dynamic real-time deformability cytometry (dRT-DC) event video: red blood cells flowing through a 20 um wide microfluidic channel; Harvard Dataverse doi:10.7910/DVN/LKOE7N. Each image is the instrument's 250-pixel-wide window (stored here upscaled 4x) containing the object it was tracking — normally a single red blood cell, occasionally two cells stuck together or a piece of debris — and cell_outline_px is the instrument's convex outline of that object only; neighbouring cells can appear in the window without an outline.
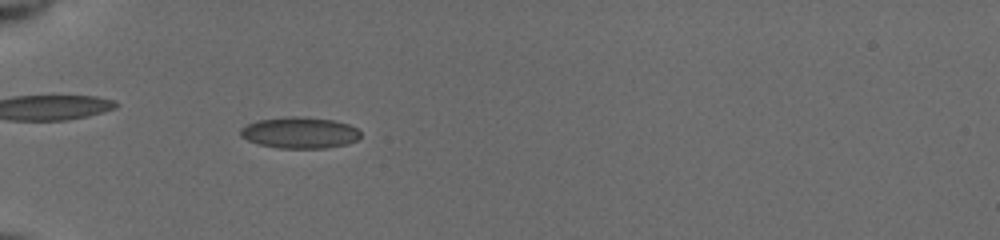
{"species": "common noctule bat (a hibernating species)", "species_latin": "Nyctalus noctula", "temperature_condition": "cold", "stored_images_in_passage": 47, "camera_frame_rate_fps": 3000, "um_per_image_px": 0.085, "animal": {"sex": "female", "body_mass_g": 19.5, "forearm_length_mm": 54.1}, "frame": {"image": 1, "passage_image": 12, "time_ms": 3.667, "image_size_px": [1000, 240], "cell_outline_px": [[360, 136], [356, 140], [348, 144], [324, 148], [280, 148], [260, 144], [248, 140], [240, 136], [240, 128], [256, 120], [292, 116], [296, 116], [332, 120], [348, 124], [356, 128], [360, 132]], "centroid_in_image_um": [25.47, 11.28], "position_along_channel_um": 59.5, "area_um2": 21.73}}
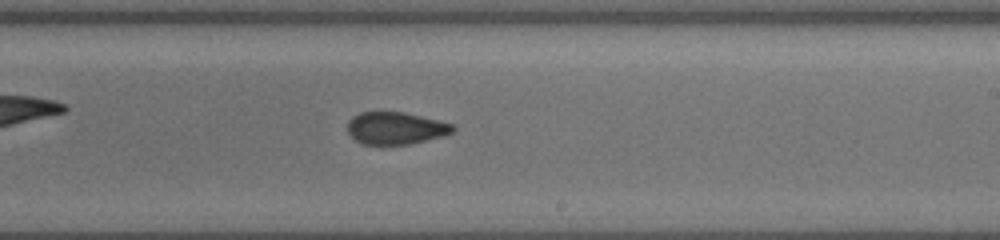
{"frame": {"image": 2, "passage_image": 28, "time_ms": 9.0, "image_size_px": [1000, 240], "cell_outline_px": [[456, 128], [452, 132], [444, 136], [408, 144], [380, 148], [364, 144], [356, 140], [348, 132], [348, 120], [352, 116], [360, 112], [404, 112], [452, 124]], "centroid_in_image_um": [33.58, 10.93], "position_along_channel_um": 255.4, "area_um2": 20.23}}
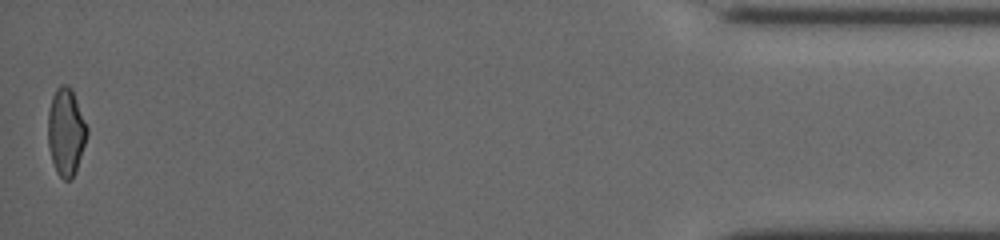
{"frame": {"image": 3, "passage_image": 47, "time_ms": 15.333, "image_size_px": [1000, 240], "cell_outline_px": [[88, 132], [76, 172], [72, 180], [64, 180], [56, 172], [52, 160], [48, 144], [48, 112], [52, 96], [56, 88], [60, 84], [68, 84], [72, 88], [88, 128]], "centroid_in_image_um": [5.61, 11.19], "position_along_channel_um": 429.6, "area_um2": 20.06}, "authors_computed_cell_mechanics": {"area_um2": 20.519, "velocity_mm_per_s": 3.9327, "shape_relaxation_time_tau1_ms": null, "shape_relaxation_time_tau2_ms": 1.5558, "deformation_change_tau1": null, "deformation_change_tau2": 0.0759}}